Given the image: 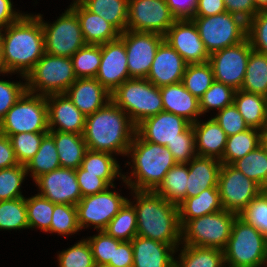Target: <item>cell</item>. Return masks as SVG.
<instances>
[{"label": "cell", "instance_id": "1", "mask_svg": "<svg viewBox=\"0 0 267 267\" xmlns=\"http://www.w3.org/2000/svg\"><path fill=\"white\" fill-rule=\"evenodd\" d=\"M1 33L0 48L9 74L22 79L34 68L45 52L43 27L36 15L25 14Z\"/></svg>", "mask_w": 267, "mask_h": 267}, {"label": "cell", "instance_id": "2", "mask_svg": "<svg viewBox=\"0 0 267 267\" xmlns=\"http://www.w3.org/2000/svg\"><path fill=\"white\" fill-rule=\"evenodd\" d=\"M135 134L136 125L112 100L86 116L83 137L89 150L127 156Z\"/></svg>", "mask_w": 267, "mask_h": 267}, {"label": "cell", "instance_id": "3", "mask_svg": "<svg viewBox=\"0 0 267 267\" xmlns=\"http://www.w3.org/2000/svg\"><path fill=\"white\" fill-rule=\"evenodd\" d=\"M136 201H129L135 208L137 235L173 246L181 245V225L178 206L168 202L154 191L132 190Z\"/></svg>", "mask_w": 267, "mask_h": 267}, {"label": "cell", "instance_id": "4", "mask_svg": "<svg viewBox=\"0 0 267 267\" xmlns=\"http://www.w3.org/2000/svg\"><path fill=\"white\" fill-rule=\"evenodd\" d=\"M127 155L132 159V165L131 162L127 163L131 166V177L123 175L122 180L135 191H155L167 172L177 163L166 146L144 141L137 134Z\"/></svg>", "mask_w": 267, "mask_h": 267}, {"label": "cell", "instance_id": "5", "mask_svg": "<svg viewBox=\"0 0 267 267\" xmlns=\"http://www.w3.org/2000/svg\"><path fill=\"white\" fill-rule=\"evenodd\" d=\"M111 100L137 125L163 109L160 88L147 79L131 78L111 93Z\"/></svg>", "mask_w": 267, "mask_h": 267}, {"label": "cell", "instance_id": "6", "mask_svg": "<svg viewBox=\"0 0 267 267\" xmlns=\"http://www.w3.org/2000/svg\"><path fill=\"white\" fill-rule=\"evenodd\" d=\"M76 79L71 57L45 53L26 75V91L42 96L64 94Z\"/></svg>", "mask_w": 267, "mask_h": 267}, {"label": "cell", "instance_id": "7", "mask_svg": "<svg viewBox=\"0 0 267 267\" xmlns=\"http://www.w3.org/2000/svg\"><path fill=\"white\" fill-rule=\"evenodd\" d=\"M238 214L221 210L192 220L181 227V244L224 250Z\"/></svg>", "mask_w": 267, "mask_h": 267}, {"label": "cell", "instance_id": "8", "mask_svg": "<svg viewBox=\"0 0 267 267\" xmlns=\"http://www.w3.org/2000/svg\"><path fill=\"white\" fill-rule=\"evenodd\" d=\"M223 252L227 267H262L267 265L264 235L239 216L233 223L231 236Z\"/></svg>", "mask_w": 267, "mask_h": 267}, {"label": "cell", "instance_id": "9", "mask_svg": "<svg viewBox=\"0 0 267 267\" xmlns=\"http://www.w3.org/2000/svg\"><path fill=\"white\" fill-rule=\"evenodd\" d=\"M49 132L46 96L25 91L0 121V133Z\"/></svg>", "mask_w": 267, "mask_h": 267}, {"label": "cell", "instance_id": "10", "mask_svg": "<svg viewBox=\"0 0 267 267\" xmlns=\"http://www.w3.org/2000/svg\"><path fill=\"white\" fill-rule=\"evenodd\" d=\"M192 20L209 55L247 38V22L229 12L207 17L194 16Z\"/></svg>", "mask_w": 267, "mask_h": 267}, {"label": "cell", "instance_id": "11", "mask_svg": "<svg viewBox=\"0 0 267 267\" xmlns=\"http://www.w3.org/2000/svg\"><path fill=\"white\" fill-rule=\"evenodd\" d=\"M43 27L45 52L53 56L72 57L87 43L84 40L80 22L69 7L52 24L43 21L42 15H36Z\"/></svg>", "mask_w": 267, "mask_h": 267}, {"label": "cell", "instance_id": "12", "mask_svg": "<svg viewBox=\"0 0 267 267\" xmlns=\"http://www.w3.org/2000/svg\"><path fill=\"white\" fill-rule=\"evenodd\" d=\"M252 50L251 43L246 38L237 45L210 54L209 63L213 69L214 81L240 90Z\"/></svg>", "mask_w": 267, "mask_h": 267}, {"label": "cell", "instance_id": "13", "mask_svg": "<svg viewBox=\"0 0 267 267\" xmlns=\"http://www.w3.org/2000/svg\"><path fill=\"white\" fill-rule=\"evenodd\" d=\"M108 187L105 191L82 197L76 205L78 225L82 230L90 225L102 231L129 200Z\"/></svg>", "mask_w": 267, "mask_h": 267}, {"label": "cell", "instance_id": "14", "mask_svg": "<svg viewBox=\"0 0 267 267\" xmlns=\"http://www.w3.org/2000/svg\"><path fill=\"white\" fill-rule=\"evenodd\" d=\"M177 19L166 0H129L126 30L165 35Z\"/></svg>", "mask_w": 267, "mask_h": 267}, {"label": "cell", "instance_id": "15", "mask_svg": "<svg viewBox=\"0 0 267 267\" xmlns=\"http://www.w3.org/2000/svg\"><path fill=\"white\" fill-rule=\"evenodd\" d=\"M218 189L224 210L239 214L263 189L230 164H222Z\"/></svg>", "mask_w": 267, "mask_h": 267}, {"label": "cell", "instance_id": "16", "mask_svg": "<svg viewBox=\"0 0 267 267\" xmlns=\"http://www.w3.org/2000/svg\"><path fill=\"white\" fill-rule=\"evenodd\" d=\"M119 38L125 45L130 79H146L164 35L125 30Z\"/></svg>", "mask_w": 267, "mask_h": 267}, {"label": "cell", "instance_id": "17", "mask_svg": "<svg viewBox=\"0 0 267 267\" xmlns=\"http://www.w3.org/2000/svg\"><path fill=\"white\" fill-rule=\"evenodd\" d=\"M164 40L182 56L187 64L209 62L210 55L192 19H177L164 35Z\"/></svg>", "mask_w": 267, "mask_h": 267}, {"label": "cell", "instance_id": "18", "mask_svg": "<svg viewBox=\"0 0 267 267\" xmlns=\"http://www.w3.org/2000/svg\"><path fill=\"white\" fill-rule=\"evenodd\" d=\"M39 188V195L47 198L54 204L77 205L82 194L76 178L75 169L58 168L42 174L35 180Z\"/></svg>", "mask_w": 267, "mask_h": 267}, {"label": "cell", "instance_id": "19", "mask_svg": "<svg viewBox=\"0 0 267 267\" xmlns=\"http://www.w3.org/2000/svg\"><path fill=\"white\" fill-rule=\"evenodd\" d=\"M101 45V62L95 78L112 93L130 79L124 42L118 38Z\"/></svg>", "mask_w": 267, "mask_h": 267}, {"label": "cell", "instance_id": "20", "mask_svg": "<svg viewBox=\"0 0 267 267\" xmlns=\"http://www.w3.org/2000/svg\"><path fill=\"white\" fill-rule=\"evenodd\" d=\"M191 123L171 112L161 111L136 125V134L144 141L166 146L183 133Z\"/></svg>", "mask_w": 267, "mask_h": 267}, {"label": "cell", "instance_id": "21", "mask_svg": "<svg viewBox=\"0 0 267 267\" xmlns=\"http://www.w3.org/2000/svg\"><path fill=\"white\" fill-rule=\"evenodd\" d=\"M46 101L49 131L83 135L86 116L72 103L65 93L46 96Z\"/></svg>", "mask_w": 267, "mask_h": 267}, {"label": "cell", "instance_id": "22", "mask_svg": "<svg viewBox=\"0 0 267 267\" xmlns=\"http://www.w3.org/2000/svg\"><path fill=\"white\" fill-rule=\"evenodd\" d=\"M187 63L166 40L157 48L147 80L157 87L182 82Z\"/></svg>", "mask_w": 267, "mask_h": 267}, {"label": "cell", "instance_id": "23", "mask_svg": "<svg viewBox=\"0 0 267 267\" xmlns=\"http://www.w3.org/2000/svg\"><path fill=\"white\" fill-rule=\"evenodd\" d=\"M65 94L85 116L93 114L111 100V93L96 78L76 79Z\"/></svg>", "mask_w": 267, "mask_h": 267}, {"label": "cell", "instance_id": "24", "mask_svg": "<svg viewBox=\"0 0 267 267\" xmlns=\"http://www.w3.org/2000/svg\"><path fill=\"white\" fill-rule=\"evenodd\" d=\"M133 267H174L176 249L163 242L136 235L132 240Z\"/></svg>", "mask_w": 267, "mask_h": 267}, {"label": "cell", "instance_id": "25", "mask_svg": "<svg viewBox=\"0 0 267 267\" xmlns=\"http://www.w3.org/2000/svg\"><path fill=\"white\" fill-rule=\"evenodd\" d=\"M70 8L77 15L87 44H104L120 37V32L103 17L89 11L79 0H73Z\"/></svg>", "mask_w": 267, "mask_h": 267}, {"label": "cell", "instance_id": "26", "mask_svg": "<svg viewBox=\"0 0 267 267\" xmlns=\"http://www.w3.org/2000/svg\"><path fill=\"white\" fill-rule=\"evenodd\" d=\"M160 93L164 111L181 116L191 124L196 123L202 115L199 99L192 95L182 82L160 87Z\"/></svg>", "mask_w": 267, "mask_h": 267}, {"label": "cell", "instance_id": "27", "mask_svg": "<svg viewBox=\"0 0 267 267\" xmlns=\"http://www.w3.org/2000/svg\"><path fill=\"white\" fill-rule=\"evenodd\" d=\"M186 198L199 195L208 188H218L221 161L212 157L196 156L188 163Z\"/></svg>", "mask_w": 267, "mask_h": 267}, {"label": "cell", "instance_id": "28", "mask_svg": "<svg viewBox=\"0 0 267 267\" xmlns=\"http://www.w3.org/2000/svg\"><path fill=\"white\" fill-rule=\"evenodd\" d=\"M195 133V145L197 156L222 159L227 135L220 125L211 117L204 121H197L192 124Z\"/></svg>", "mask_w": 267, "mask_h": 267}, {"label": "cell", "instance_id": "29", "mask_svg": "<svg viewBox=\"0 0 267 267\" xmlns=\"http://www.w3.org/2000/svg\"><path fill=\"white\" fill-rule=\"evenodd\" d=\"M181 227L188 221L223 210L218 188H208L199 195L185 198L179 205Z\"/></svg>", "mask_w": 267, "mask_h": 267}, {"label": "cell", "instance_id": "30", "mask_svg": "<svg viewBox=\"0 0 267 267\" xmlns=\"http://www.w3.org/2000/svg\"><path fill=\"white\" fill-rule=\"evenodd\" d=\"M59 156L62 168L77 169L88 150L83 135L69 132L49 131Z\"/></svg>", "mask_w": 267, "mask_h": 267}, {"label": "cell", "instance_id": "31", "mask_svg": "<svg viewBox=\"0 0 267 267\" xmlns=\"http://www.w3.org/2000/svg\"><path fill=\"white\" fill-rule=\"evenodd\" d=\"M233 103L249 127L261 130L267 124V98L265 96L236 90Z\"/></svg>", "mask_w": 267, "mask_h": 267}, {"label": "cell", "instance_id": "32", "mask_svg": "<svg viewBox=\"0 0 267 267\" xmlns=\"http://www.w3.org/2000/svg\"><path fill=\"white\" fill-rule=\"evenodd\" d=\"M174 267H226L223 250L183 245Z\"/></svg>", "mask_w": 267, "mask_h": 267}, {"label": "cell", "instance_id": "33", "mask_svg": "<svg viewBox=\"0 0 267 267\" xmlns=\"http://www.w3.org/2000/svg\"><path fill=\"white\" fill-rule=\"evenodd\" d=\"M187 182L188 164L176 163L154 192L178 206L186 198Z\"/></svg>", "mask_w": 267, "mask_h": 267}, {"label": "cell", "instance_id": "34", "mask_svg": "<svg viewBox=\"0 0 267 267\" xmlns=\"http://www.w3.org/2000/svg\"><path fill=\"white\" fill-rule=\"evenodd\" d=\"M111 153L87 150L82 160L81 167L87 173L101 174V178L111 187L115 188V178L123 179L120 165ZM122 174V175H121Z\"/></svg>", "mask_w": 267, "mask_h": 267}, {"label": "cell", "instance_id": "35", "mask_svg": "<svg viewBox=\"0 0 267 267\" xmlns=\"http://www.w3.org/2000/svg\"><path fill=\"white\" fill-rule=\"evenodd\" d=\"M89 11L103 17L120 33L127 28L129 0H79Z\"/></svg>", "mask_w": 267, "mask_h": 267}, {"label": "cell", "instance_id": "36", "mask_svg": "<svg viewBox=\"0 0 267 267\" xmlns=\"http://www.w3.org/2000/svg\"><path fill=\"white\" fill-rule=\"evenodd\" d=\"M261 132L257 128L249 129L227 137L226 147L220 160L222 164L232 165L235 161L256 149L261 144Z\"/></svg>", "mask_w": 267, "mask_h": 267}, {"label": "cell", "instance_id": "37", "mask_svg": "<svg viewBox=\"0 0 267 267\" xmlns=\"http://www.w3.org/2000/svg\"><path fill=\"white\" fill-rule=\"evenodd\" d=\"M240 90L267 98V54L251 51Z\"/></svg>", "mask_w": 267, "mask_h": 267}, {"label": "cell", "instance_id": "38", "mask_svg": "<svg viewBox=\"0 0 267 267\" xmlns=\"http://www.w3.org/2000/svg\"><path fill=\"white\" fill-rule=\"evenodd\" d=\"M27 174L35 181L42 174L61 167L53 137L48 133L42 140L39 150L25 166Z\"/></svg>", "mask_w": 267, "mask_h": 267}, {"label": "cell", "instance_id": "39", "mask_svg": "<svg viewBox=\"0 0 267 267\" xmlns=\"http://www.w3.org/2000/svg\"><path fill=\"white\" fill-rule=\"evenodd\" d=\"M232 166L257 183L263 190H267V152L261 145L235 161Z\"/></svg>", "mask_w": 267, "mask_h": 267}, {"label": "cell", "instance_id": "40", "mask_svg": "<svg viewBox=\"0 0 267 267\" xmlns=\"http://www.w3.org/2000/svg\"><path fill=\"white\" fill-rule=\"evenodd\" d=\"M104 231L120 241H131L137 235L136 211L129 200L107 224Z\"/></svg>", "mask_w": 267, "mask_h": 267}, {"label": "cell", "instance_id": "41", "mask_svg": "<svg viewBox=\"0 0 267 267\" xmlns=\"http://www.w3.org/2000/svg\"><path fill=\"white\" fill-rule=\"evenodd\" d=\"M213 82V69L209 62L187 64L182 83L192 95L199 99Z\"/></svg>", "mask_w": 267, "mask_h": 267}, {"label": "cell", "instance_id": "42", "mask_svg": "<svg viewBox=\"0 0 267 267\" xmlns=\"http://www.w3.org/2000/svg\"><path fill=\"white\" fill-rule=\"evenodd\" d=\"M29 229L26 198L0 201V230Z\"/></svg>", "mask_w": 267, "mask_h": 267}, {"label": "cell", "instance_id": "43", "mask_svg": "<svg viewBox=\"0 0 267 267\" xmlns=\"http://www.w3.org/2000/svg\"><path fill=\"white\" fill-rule=\"evenodd\" d=\"M76 78H95L101 62V45L86 44L72 57Z\"/></svg>", "mask_w": 267, "mask_h": 267}, {"label": "cell", "instance_id": "44", "mask_svg": "<svg viewBox=\"0 0 267 267\" xmlns=\"http://www.w3.org/2000/svg\"><path fill=\"white\" fill-rule=\"evenodd\" d=\"M26 209L29 229L35 227L50 233L54 203L37 193L26 198Z\"/></svg>", "mask_w": 267, "mask_h": 267}, {"label": "cell", "instance_id": "45", "mask_svg": "<svg viewBox=\"0 0 267 267\" xmlns=\"http://www.w3.org/2000/svg\"><path fill=\"white\" fill-rule=\"evenodd\" d=\"M80 230L77 207L70 204H54L50 233L67 236L73 235Z\"/></svg>", "mask_w": 267, "mask_h": 267}, {"label": "cell", "instance_id": "46", "mask_svg": "<svg viewBox=\"0 0 267 267\" xmlns=\"http://www.w3.org/2000/svg\"><path fill=\"white\" fill-rule=\"evenodd\" d=\"M48 132L28 133L22 132L9 137L12 148L20 165L26 166L35 156L43 138Z\"/></svg>", "mask_w": 267, "mask_h": 267}, {"label": "cell", "instance_id": "47", "mask_svg": "<svg viewBox=\"0 0 267 267\" xmlns=\"http://www.w3.org/2000/svg\"><path fill=\"white\" fill-rule=\"evenodd\" d=\"M235 91L230 86L214 81L210 88L199 98L201 114H205L214 108L220 111L232 105Z\"/></svg>", "mask_w": 267, "mask_h": 267}, {"label": "cell", "instance_id": "48", "mask_svg": "<svg viewBox=\"0 0 267 267\" xmlns=\"http://www.w3.org/2000/svg\"><path fill=\"white\" fill-rule=\"evenodd\" d=\"M26 176V167L20 164L0 169V201L24 197L20 187Z\"/></svg>", "mask_w": 267, "mask_h": 267}, {"label": "cell", "instance_id": "49", "mask_svg": "<svg viewBox=\"0 0 267 267\" xmlns=\"http://www.w3.org/2000/svg\"><path fill=\"white\" fill-rule=\"evenodd\" d=\"M238 216L265 235L267 233V190H262L254 197Z\"/></svg>", "mask_w": 267, "mask_h": 267}, {"label": "cell", "instance_id": "50", "mask_svg": "<svg viewBox=\"0 0 267 267\" xmlns=\"http://www.w3.org/2000/svg\"><path fill=\"white\" fill-rule=\"evenodd\" d=\"M59 267H95L91 247L87 239L78 241L76 244L63 250L57 255Z\"/></svg>", "mask_w": 267, "mask_h": 267}, {"label": "cell", "instance_id": "51", "mask_svg": "<svg viewBox=\"0 0 267 267\" xmlns=\"http://www.w3.org/2000/svg\"><path fill=\"white\" fill-rule=\"evenodd\" d=\"M87 241L91 247L93 259L96 266H107L113 260L114 246H118L122 241L108 235L104 230L98 234L90 236Z\"/></svg>", "mask_w": 267, "mask_h": 267}, {"label": "cell", "instance_id": "52", "mask_svg": "<svg viewBox=\"0 0 267 267\" xmlns=\"http://www.w3.org/2000/svg\"><path fill=\"white\" fill-rule=\"evenodd\" d=\"M247 38L253 50L267 54V11L257 12L247 22Z\"/></svg>", "mask_w": 267, "mask_h": 267}, {"label": "cell", "instance_id": "53", "mask_svg": "<svg viewBox=\"0 0 267 267\" xmlns=\"http://www.w3.org/2000/svg\"><path fill=\"white\" fill-rule=\"evenodd\" d=\"M166 147L177 163H188L196 157L195 133L192 124L181 133V138L167 143Z\"/></svg>", "mask_w": 267, "mask_h": 267}, {"label": "cell", "instance_id": "54", "mask_svg": "<svg viewBox=\"0 0 267 267\" xmlns=\"http://www.w3.org/2000/svg\"><path fill=\"white\" fill-rule=\"evenodd\" d=\"M213 119L220 125L227 136H233L250 128L234 103L218 111Z\"/></svg>", "mask_w": 267, "mask_h": 267}, {"label": "cell", "instance_id": "55", "mask_svg": "<svg viewBox=\"0 0 267 267\" xmlns=\"http://www.w3.org/2000/svg\"><path fill=\"white\" fill-rule=\"evenodd\" d=\"M26 91V83L0 80V121Z\"/></svg>", "mask_w": 267, "mask_h": 267}, {"label": "cell", "instance_id": "56", "mask_svg": "<svg viewBox=\"0 0 267 267\" xmlns=\"http://www.w3.org/2000/svg\"><path fill=\"white\" fill-rule=\"evenodd\" d=\"M75 172L82 197L100 193L110 187L101 178V174L87 173L81 166L78 167Z\"/></svg>", "mask_w": 267, "mask_h": 267}, {"label": "cell", "instance_id": "57", "mask_svg": "<svg viewBox=\"0 0 267 267\" xmlns=\"http://www.w3.org/2000/svg\"><path fill=\"white\" fill-rule=\"evenodd\" d=\"M226 12L241 17L248 22L257 12L254 0H224Z\"/></svg>", "mask_w": 267, "mask_h": 267}, {"label": "cell", "instance_id": "58", "mask_svg": "<svg viewBox=\"0 0 267 267\" xmlns=\"http://www.w3.org/2000/svg\"><path fill=\"white\" fill-rule=\"evenodd\" d=\"M106 267H133V247L131 241H122L114 246L113 260Z\"/></svg>", "mask_w": 267, "mask_h": 267}, {"label": "cell", "instance_id": "59", "mask_svg": "<svg viewBox=\"0 0 267 267\" xmlns=\"http://www.w3.org/2000/svg\"><path fill=\"white\" fill-rule=\"evenodd\" d=\"M166 4L176 19H192L198 0H166Z\"/></svg>", "mask_w": 267, "mask_h": 267}, {"label": "cell", "instance_id": "60", "mask_svg": "<svg viewBox=\"0 0 267 267\" xmlns=\"http://www.w3.org/2000/svg\"><path fill=\"white\" fill-rule=\"evenodd\" d=\"M18 164L9 137L0 133V169L10 168Z\"/></svg>", "mask_w": 267, "mask_h": 267}, {"label": "cell", "instance_id": "61", "mask_svg": "<svg viewBox=\"0 0 267 267\" xmlns=\"http://www.w3.org/2000/svg\"><path fill=\"white\" fill-rule=\"evenodd\" d=\"M226 12L224 0H198L194 16H212Z\"/></svg>", "mask_w": 267, "mask_h": 267}, {"label": "cell", "instance_id": "62", "mask_svg": "<svg viewBox=\"0 0 267 267\" xmlns=\"http://www.w3.org/2000/svg\"><path fill=\"white\" fill-rule=\"evenodd\" d=\"M24 14L13 9L11 0H0V28L4 29L18 21Z\"/></svg>", "mask_w": 267, "mask_h": 267}, {"label": "cell", "instance_id": "63", "mask_svg": "<svg viewBox=\"0 0 267 267\" xmlns=\"http://www.w3.org/2000/svg\"><path fill=\"white\" fill-rule=\"evenodd\" d=\"M261 132V146L267 152V124L260 130Z\"/></svg>", "mask_w": 267, "mask_h": 267}, {"label": "cell", "instance_id": "64", "mask_svg": "<svg viewBox=\"0 0 267 267\" xmlns=\"http://www.w3.org/2000/svg\"><path fill=\"white\" fill-rule=\"evenodd\" d=\"M258 11H267V0H254Z\"/></svg>", "mask_w": 267, "mask_h": 267}, {"label": "cell", "instance_id": "65", "mask_svg": "<svg viewBox=\"0 0 267 267\" xmlns=\"http://www.w3.org/2000/svg\"><path fill=\"white\" fill-rule=\"evenodd\" d=\"M8 70L6 69L4 62H3V56H2V51L0 48V74H7L8 75Z\"/></svg>", "mask_w": 267, "mask_h": 267}, {"label": "cell", "instance_id": "66", "mask_svg": "<svg viewBox=\"0 0 267 267\" xmlns=\"http://www.w3.org/2000/svg\"><path fill=\"white\" fill-rule=\"evenodd\" d=\"M264 249H265L266 263H267V233L264 235Z\"/></svg>", "mask_w": 267, "mask_h": 267}, {"label": "cell", "instance_id": "67", "mask_svg": "<svg viewBox=\"0 0 267 267\" xmlns=\"http://www.w3.org/2000/svg\"><path fill=\"white\" fill-rule=\"evenodd\" d=\"M1 33H2V29L0 28V43H1Z\"/></svg>", "mask_w": 267, "mask_h": 267}]
</instances>
